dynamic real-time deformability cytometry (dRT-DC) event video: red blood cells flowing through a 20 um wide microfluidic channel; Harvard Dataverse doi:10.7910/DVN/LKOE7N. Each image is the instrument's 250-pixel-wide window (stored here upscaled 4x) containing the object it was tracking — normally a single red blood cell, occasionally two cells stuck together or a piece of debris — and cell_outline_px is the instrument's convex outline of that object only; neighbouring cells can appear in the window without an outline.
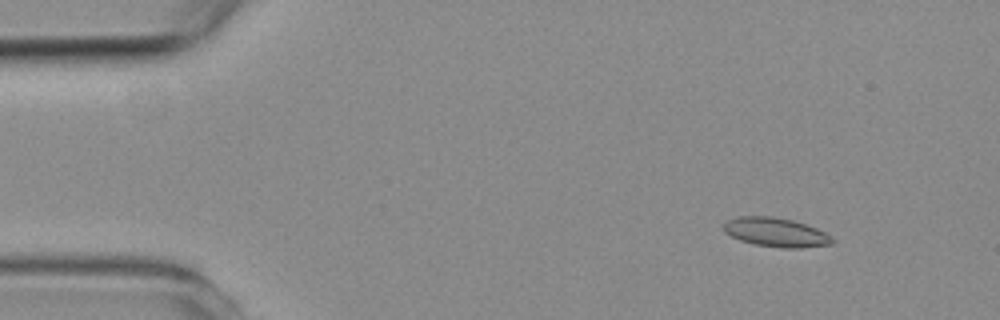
{"species": "common noctule bat (a hibernating species)", "species_latin": "Nyctalus noctula", "temperature_condition": "room temperature", "stored_images_in_passage": 4, "camera_frame_rate_fps": 3000, "um_per_image_px": 0.085, "animal": {"sex": "female", "body_mass_g": 19.3, "forearm_length_mm": 54.1}, "frame": {"image": 1, "passage_image": 1, "time_ms": 0.0, "image_size_px": [1000, 320], "cell_outline_px": [[836, 240], [832, 244], [800, 248], [780, 248], [756, 244], [740, 240], [724, 232], [724, 224], [728, 220], [740, 216], [772, 216], [792, 220], [816, 228], [832, 236]], "centroid_in_image_um": [65.98, 19.75], "position_along_channel_um": 19.0, "area_um2": 18.32}}